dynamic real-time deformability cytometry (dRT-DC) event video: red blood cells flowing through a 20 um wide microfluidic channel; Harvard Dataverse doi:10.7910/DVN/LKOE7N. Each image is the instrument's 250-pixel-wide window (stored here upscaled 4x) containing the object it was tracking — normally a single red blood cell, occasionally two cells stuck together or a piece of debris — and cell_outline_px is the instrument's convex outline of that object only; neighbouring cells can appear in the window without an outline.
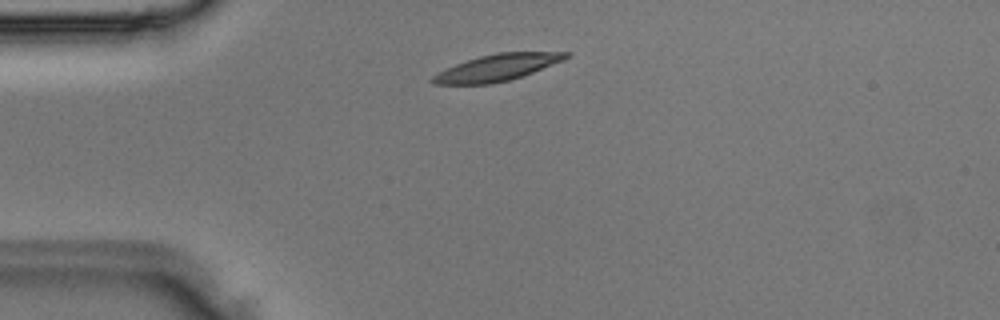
{"species": "Egyptian fruit bat (a non-hibernating species)", "species_latin": "Rousettus aegyptiacus", "temperature_condition": "room temperature", "stored_images_in_passage": 2, "camera_frame_rate_fps": 3000, "um_per_image_px": 0.085, "animal": {"sex": "male"}, "frame": {"image": 1, "passage_image": 2, "time_ms": 0.333, "image_size_px": [1000, 320], "cell_outline_px": [[572, 52], [564, 60], [532, 72], [508, 80], [492, 84], [432, 84], [428, 80], [432, 76], [456, 64], [480, 56], [496, 52]], "centroid_in_image_um": [42.24, 5.74], "position_along_channel_um": 42.8, "area_um2": 20.35}}